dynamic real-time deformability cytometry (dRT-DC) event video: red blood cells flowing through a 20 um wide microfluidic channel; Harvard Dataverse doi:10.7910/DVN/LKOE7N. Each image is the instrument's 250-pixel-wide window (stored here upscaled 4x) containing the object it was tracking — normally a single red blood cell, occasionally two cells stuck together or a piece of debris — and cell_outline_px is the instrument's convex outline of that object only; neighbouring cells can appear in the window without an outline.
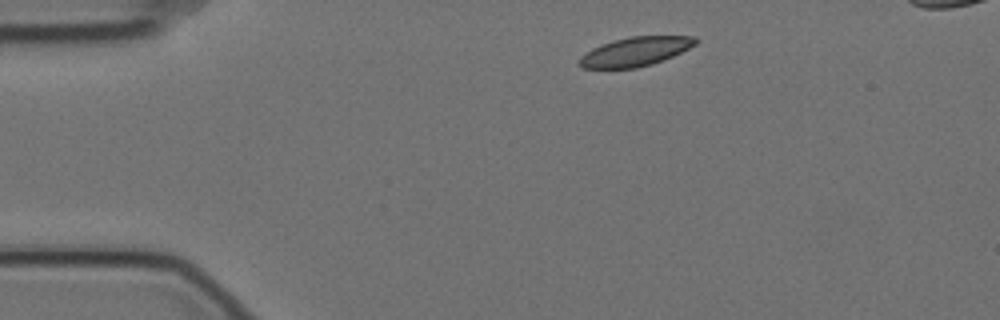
{"species": "Egyptian fruit bat (a non-hibernating species)", "species_latin": "Rousettus aegyptiacus", "temperature_condition": "cold", "stored_images_in_passage": 4, "camera_frame_rate_fps": 3000, "um_per_image_px": 0.085, "animal": {"sex": "female"}, "frame": {"image": 1, "passage_image": 1, "time_ms": 0.0, "image_size_px": [1000, 320], "cell_outline_px": [[700, 40], [696, 44], [672, 56], [652, 64], [636, 68], [580, 68], [580, 56], [592, 48], [616, 40], [632, 36], [696, 36]], "centroid_in_image_um": [54.03, 4.38], "position_along_channel_um": 31.0, "area_um2": 19.42}}
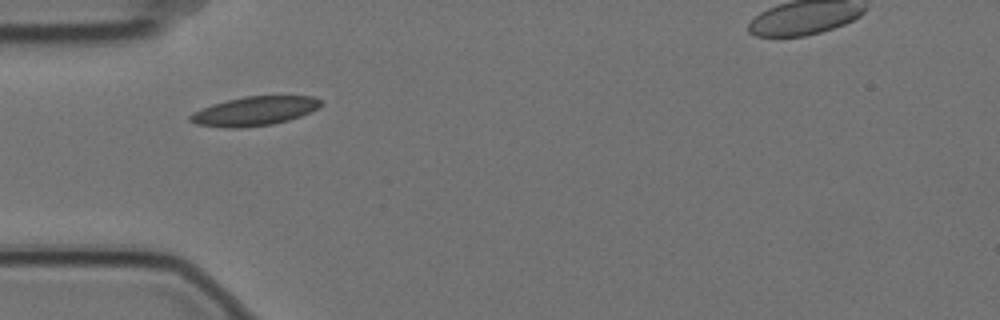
{"frame": {"image": 2, "passage_image": 3, "time_ms": 0.667, "image_size_px": [1000, 320], "cell_outline_px": [[324, 104], [312, 112], [288, 120], [272, 124], [240, 128], [228, 128], [196, 124], [188, 120], [188, 116], [192, 112], [212, 104], [244, 96], [312, 96], [320, 100]], "centroid_in_image_um": [21.63, 9.44], "position_along_channel_um": 63.4, "area_um2": 22.2}}
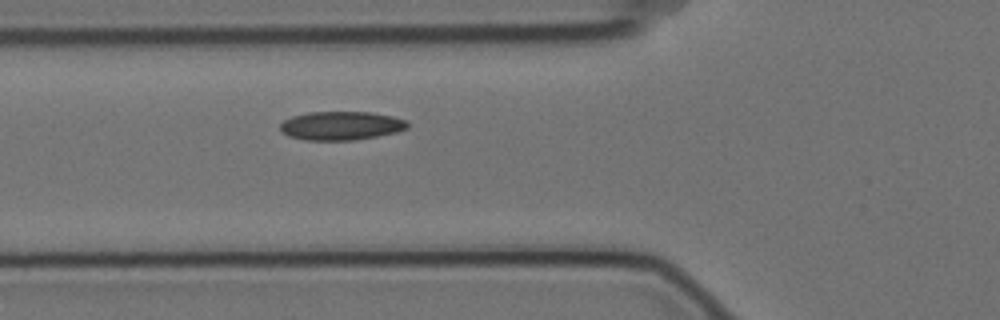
{"frame": {"image": 3, "passage_image": 4, "time_ms": 1.0, "image_size_px": [1000, 320], "cell_outline_px": [[408, 128], [396, 132], [356, 140], [308, 140], [288, 136], [280, 132], [280, 124], [284, 120], [292, 116], [308, 112], [372, 112], [392, 116], [404, 120], [408, 124]], "centroid_in_image_um": [28.96, 10.68], "position_along_channel_um": 96.8, "area_um2": 21.27}}